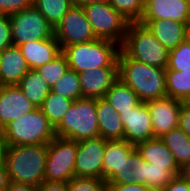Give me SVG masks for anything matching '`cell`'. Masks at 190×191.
Here are the masks:
<instances>
[{"label":"cell","mask_w":190,"mask_h":191,"mask_svg":"<svg viewBox=\"0 0 190 191\" xmlns=\"http://www.w3.org/2000/svg\"><path fill=\"white\" fill-rule=\"evenodd\" d=\"M47 144L4 146L3 160L10 182L37 188L44 181Z\"/></svg>","instance_id":"obj_1"},{"label":"cell","mask_w":190,"mask_h":191,"mask_svg":"<svg viewBox=\"0 0 190 191\" xmlns=\"http://www.w3.org/2000/svg\"><path fill=\"white\" fill-rule=\"evenodd\" d=\"M117 62L119 79L128 85L142 102L167 96L166 69L131 59L121 49Z\"/></svg>","instance_id":"obj_2"},{"label":"cell","mask_w":190,"mask_h":191,"mask_svg":"<svg viewBox=\"0 0 190 191\" xmlns=\"http://www.w3.org/2000/svg\"><path fill=\"white\" fill-rule=\"evenodd\" d=\"M119 51L120 45L117 43L96 39L66 46L62 53L67 58L69 69L79 74L97 68H118Z\"/></svg>","instance_id":"obj_3"},{"label":"cell","mask_w":190,"mask_h":191,"mask_svg":"<svg viewBox=\"0 0 190 191\" xmlns=\"http://www.w3.org/2000/svg\"><path fill=\"white\" fill-rule=\"evenodd\" d=\"M0 132L4 146L48 144L56 137L54 126L40 108L18 117Z\"/></svg>","instance_id":"obj_4"},{"label":"cell","mask_w":190,"mask_h":191,"mask_svg":"<svg viewBox=\"0 0 190 191\" xmlns=\"http://www.w3.org/2000/svg\"><path fill=\"white\" fill-rule=\"evenodd\" d=\"M120 49L129 58L146 63L149 66L163 69H166L168 66L169 50L139 22L129 23Z\"/></svg>","instance_id":"obj_5"},{"label":"cell","mask_w":190,"mask_h":191,"mask_svg":"<svg viewBox=\"0 0 190 191\" xmlns=\"http://www.w3.org/2000/svg\"><path fill=\"white\" fill-rule=\"evenodd\" d=\"M96 114V98L75 100L55 128L56 137L73 141L100 137Z\"/></svg>","instance_id":"obj_6"},{"label":"cell","mask_w":190,"mask_h":191,"mask_svg":"<svg viewBox=\"0 0 190 191\" xmlns=\"http://www.w3.org/2000/svg\"><path fill=\"white\" fill-rule=\"evenodd\" d=\"M83 9L97 39L123 44L130 22L108 2L83 5Z\"/></svg>","instance_id":"obj_7"},{"label":"cell","mask_w":190,"mask_h":191,"mask_svg":"<svg viewBox=\"0 0 190 191\" xmlns=\"http://www.w3.org/2000/svg\"><path fill=\"white\" fill-rule=\"evenodd\" d=\"M78 141L55 137L47 144L44 174L46 182L68 183L75 177V157Z\"/></svg>","instance_id":"obj_8"},{"label":"cell","mask_w":190,"mask_h":191,"mask_svg":"<svg viewBox=\"0 0 190 191\" xmlns=\"http://www.w3.org/2000/svg\"><path fill=\"white\" fill-rule=\"evenodd\" d=\"M9 18L13 46L54 37V28L34 5L9 15Z\"/></svg>","instance_id":"obj_9"},{"label":"cell","mask_w":190,"mask_h":191,"mask_svg":"<svg viewBox=\"0 0 190 191\" xmlns=\"http://www.w3.org/2000/svg\"><path fill=\"white\" fill-rule=\"evenodd\" d=\"M56 38L61 51L69 45L85 43L96 40L91 24L89 23L83 6L73 5L66 15L54 28Z\"/></svg>","instance_id":"obj_10"},{"label":"cell","mask_w":190,"mask_h":191,"mask_svg":"<svg viewBox=\"0 0 190 191\" xmlns=\"http://www.w3.org/2000/svg\"><path fill=\"white\" fill-rule=\"evenodd\" d=\"M106 140L102 137L78 141L75 157V177L102 179Z\"/></svg>","instance_id":"obj_11"},{"label":"cell","mask_w":190,"mask_h":191,"mask_svg":"<svg viewBox=\"0 0 190 191\" xmlns=\"http://www.w3.org/2000/svg\"><path fill=\"white\" fill-rule=\"evenodd\" d=\"M124 126L123 139L132 145L154 138L148 105L141 102L131 110L119 114Z\"/></svg>","instance_id":"obj_12"},{"label":"cell","mask_w":190,"mask_h":191,"mask_svg":"<svg viewBox=\"0 0 190 191\" xmlns=\"http://www.w3.org/2000/svg\"><path fill=\"white\" fill-rule=\"evenodd\" d=\"M182 103L183 101L168 96L146 102L151 116L154 138H160L178 127Z\"/></svg>","instance_id":"obj_13"},{"label":"cell","mask_w":190,"mask_h":191,"mask_svg":"<svg viewBox=\"0 0 190 191\" xmlns=\"http://www.w3.org/2000/svg\"><path fill=\"white\" fill-rule=\"evenodd\" d=\"M34 109L36 107L17 85L0 86V131L10 122Z\"/></svg>","instance_id":"obj_14"},{"label":"cell","mask_w":190,"mask_h":191,"mask_svg":"<svg viewBox=\"0 0 190 191\" xmlns=\"http://www.w3.org/2000/svg\"><path fill=\"white\" fill-rule=\"evenodd\" d=\"M190 23V0H145L141 20Z\"/></svg>","instance_id":"obj_15"},{"label":"cell","mask_w":190,"mask_h":191,"mask_svg":"<svg viewBox=\"0 0 190 191\" xmlns=\"http://www.w3.org/2000/svg\"><path fill=\"white\" fill-rule=\"evenodd\" d=\"M154 37L169 51L190 37V23L173 20H140Z\"/></svg>","instance_id":"obj_16"},{"label":"cell","mask_w":190,"mask_h":191,"mask_svg":"<svg viewBox=\"0 0 190 191\" xmlns=\"http://www.w3.org/2000/svg\"><path fill=\"white\" fill-rule=\"evenodd\" d=\"M118 79V68H97L79 73L82 98H104Z\"/></svg>","instance_id":"obj_17"},{"label":"cell","mask_w":190,"mask_h":191,"mask_svg":"<svg viewBox=\"0 0 190 191\" xmlns=\"http://www.w3.org/2000/svg\"><path fill=\"white\" fill-rule=\"evenodd\" d=\"M30 69L38 67L55 59L62 51L55 37L45 40H33L18 46Z\"/></svg>","instance_id":"obj_18"},{"label":"cell","mask_w":190,"mask_h":191,"mask_svg":"<svg viewBox=\"0 0 190 191\" xmlns=\"http://www.w3.org/2000/svg\"><path fill=\"white\" fill-rule=\"evenodd\" d=\"M0 59V86L17 85L30 69L17 46L2 51Z\"/></svg>","instance_id":"obj_19"},{"label":"cell","mask_w":190,"mask_h":191,"mask_svg":"<svg viewBox=\"0 0 190 191\" xmlns=\"http://www.w3.org/2000/svg\"><path fill=\"white\" fill-rule=\"evenodd\" d=\"M96 115L100 137L105 140H122L124 126L119 113L104 99H96Z\"/></svg>","instance_id":"obj_20"},{"label":"cell","mask_w":190,"mask_h":191,"mask_svg":"<svg viewBox=\"0 0 190 191\" xmlns=\"http://www.w3.org/2000/svg\"><path fill=\"white\" fill-rule=\"evenodd\" d=\"M135 149L146 162L158 166H168L176 175H181V168L160 138H152L138 143L135 145Z\"/></svg>","instance_id":"obj_21"},{"label":"cell","mask_w":190,"mask_h":191,"mask_svg":"<svg viewBox=\"0 0 190 191\" xmlns=\"http://www.w3.org/2000/svg\"><path fill=\"white\" fill-rule=\"evenodd\" d=\"M143 171L144 159L135 149L127 158L123 159L119 169H116L106 182L144 185Z\"/></svg>","instance_id":"obj_22"},{"label":"cell","mask_w":190,"mask_h":191,"mask_svg":"<svg viewBox=\"0 0 190 191\" xmlns=\"http://www.w3.org/2000/svg\"><path fill=\"white\" fill-rule=\"evenodd\" d=\"M135 146L122 140H106L104 160L102 166V179L107 180L116 169H119L124 158H127Z\"/></svg>","instance_id":"obj_23"},{"label":"cell","mask_w":190,"mask_h":191,"mask_svg":"<svg viewBox=\"0 0 190 191\" xmlns=\"http://www.w3.org/2000/svg\"><path fill=\"white\" fill-rule=\"evenodd\" d=\"M17 86L36 108L42 105L44 99L51 91L48 83L32 69L27 71Z\"/></svg>","instance_id":"obj_24"},{"label":"cell","mask_w":190,"mask_h":191,"mask_svg":"<svg viewBox=\"0 0 190 191\" xmlns=\"http://www.w3.org/2000/svg\"><path fill=\"white\" fill-rule=\"evenodd\" d=\"M104 99L119 114L131 110L142 102L138 95L120 79H118L106 92Z\"/></svg>","instance_id":"obj_25"},{"label":"cell","mask_w":190,"mask_h":191,"mask_svg":"<svg viewBox=\"0 0 190 191\" xmlns=\"http://www.w3.org/2000/svg\"><path fill=\"white\" fill-rule=\"evenodd\" d=\"M160 139L171 151L180 168L190 162V136L179 127L173 128Z\"/></svg>","instance_id":"obj_26"},{"label":"cell","mask_w":190,"mask_h":191,"mask_svg":"<svg viewBox=\"0 0 190 191\" xmlns=\"http://www.w3.org/2000/svg\"><path fill=\"white\" fill-rule=\"evenodd\" d=\"M73 100L50 91L39 107L49 122L56 128L73 104Z\"/></svg>","instance_id":"obj_27"},{"label":"cell","mask_w":190,"mask_h":191,"mask_svg":"<svg viewBox=\"0 0 190 191\" xmlns=\"http://www.w3.org/2000/svg\"><path fill=\"white\" fill-rule=\"evenodd\" d=\"M167 96L186 101L190 96V69L166 71Z\"/></svg>","instance_id":"obj_28"},{"label":"cell","mask_w":190,"mask_h":191,"mask_svg":"<svg viewBox=\"0 0 190 191\" xmlns=\"http://www.w3.org/2000/svg\"><path fill=\"white\" fill-rule=\"evenodd\" d=\"M33 5L55 28L73 6L69 0H33Z\"/></svg>","instance_id":"obj_29"},{"label":"cell","mask_w":190,"mask_h":191,"mask_svg":"<svg viewBox=\"0 0 190 191\" xmlns=\"http://www.w3.org/2000/svg\"><path fill=\"white\" fill-rule=\"evenodd\" d=\"M175 176L177 175L168 166L153 165V163L144 160V185L160 190L169 184Z\"/></svg>","instance_id":"obj_30"},{"label":"cell","mask_w":190,"mask_h":191,"mask_svg":"<svg viewBox=\"0 0 190 191\" xmlns=\"http://www.w3.org/2000/svg\"><path fill=\"white\" fill-rule=\"evenodd\" d=\"M51 91L73 101L82 98L79 74L69 69L51 88Z\"/></svg>","instance_id":"obj_31"},{"label":"cell","mask_w":190,"mask_h":191,"mask_svg":"<svg viewBox=\"0 0 190 191\" xmlns=\"http://www.w3.org/2000/svg\"><path fill=\"white\" fill-rule=\"evenodd\" d=\"M69 70L66 56L61 52L55 59L38 67L35 71L48 83L50 88Z\"/></svg>","instance_id":"obj_32"},{"label":"cell","mask_w":190,"mask_h":191,"mask_svg":"<svg viewBox=\"0 0 190 191\" xmlns=\"http://www.w3.org/2000/svg\"><path fill=\"white\" fill-rule=\"evenodd\" d=\"M108 3L128 22H140L144 11V0H109Z\"/></svg>","instance_id":"obj_33"},{"label":"cell","mask_w":190,"mask_h":191,"mask_svg":"<svg viewBox=\"0 0 190 191\" xmlns=\"http://www.w3.org/2000/svg\"><path fill=\"white\" fill-rule=\"evenodd\" d=\"M190 69V37L169 51V62L166 71Z\"/></svg>","instance_id":"obj_34"},{"label":"cell","mask_w":190,"mask_h":191,"mask_svg":"<svg viewBox=\"0 0 190 191\" xmlns=\"http://www.w3.org/2000/svg\"><path fill=\"white\" fill-rule=\"evenodd\" d=\"M67 191H106V181L98 178L74 177L67 183Z\"/></svg>","instance_id":"obj_35"},{"label":"cell","mask_w":190,"mask_h":191,"mask_svg":"<svg viewBox=\"0 0 190 191\" xmlns=\"http://www.w3.org/2000/svg\"><path fill=\"white\" fill-rule=\"evenodd\" d=\"M33 5V0H0V15H11Z\"/></svg>","instance_id":"obj_36"},{"label":"cell","mask_w":190,"mask_h":191,"mask_svg":"<svg viewBox=\"0 0 190 191\" xmlns=\"http://www.w3.org/2000/svg\"><path fill=\"white\" fill-rule=\"evenodd\" d=\"M13 45L9 15H0V52Z\"/></svg>","instance_id":"obj_37"},{"label":"cell","mask_w":190,"mask_h":191,"mask_svg":"<svg viewBox=\"0 0 190 191\" xmlns=\"http://www.w3.org/2000/svg\"><path fill=\"white\" fill-rule=\"evenodd\" d=\"M106 191H159L158 189L141 184H118L106 182Z\"/></svg>","instance_id":"obj_38"},{"label":"cell","mask_w":190,"mask_h":191,"mask_svg":"<svg viewBox=\"0 0 190 191\" xmlns=\"http://www.w3.org/2000/svg\"><path fill=\"white\" fill-rule=\"evenodd\" d=\"M159 191H190V182L182 175L175 176L169 184Z\"/></svg>","instance_id":"obj_39"},{"label":"cell","mask_w":190,"mask_h":191,"mask_svg":"<svg viewBox=\"0 0 190 191\" xmlns=\"http://www.w3.org/2000/svg\"><path fill=\"white\" fill-rule=\"evenodd\" d=\"M178 127L190 136V106L185 101L180 108Z\"/></svg>","instance_id":"obj_40"},{"label":"cell","mask_w":190,"mask_h":191,"mask_svg":"<svg viewBox=\"0 0 190 191\" xmlns=\"http://www.w3.org/2000/svg\"><path fill=\"white\" fill-rule=\"evenodd\" d=\"M37 191H67V183L43 181L37 187Z\"/></svg>","instance_id":"obj_41"},{"label":"cell","mask_w":190,"mask_h":191,"mask_svg":"<svg viewBox=\"0 0 190 191\" xmlns=\"http://www.w3.org/2000/svg\"><path fill=\"white\" fill-rule=\"evenodd\" d=\"M10 183L4 163H0V190L5 191Z\"/></svg>","instance_id":"obj_42"},{"label":"cell","mask_w":190,"mask_h":191,"mask_svg":"<svg viewBox=\"0 0 190 191\" xmlns=\"http://www.w3.org/2000/svg\"><path fill=\"white\" fill-rule=\"evenodd\" d=\"M5 191H37V188L22 183L10 182Z\"/></svg>","instance_id":"obj_43"},{"label":"cell","mask_w":190,"mask_h":191,"mask_svg":"<svg viewBox=\"0 0 190 191\" xmlns=\"http://www.w3.org/2000/svg\"><path fill=\"white\" fill-rule=\"evenodd\" d=\"M181 175L190 182V162L181 168Z\"/></svg>","instance_id":"obj_44"},{"label":"cell","mask_w":190,"mask_h":191,"mask_svg":"<svg viewBox=\"0 0 190 191\" xmlns=\"http://www.w3.org/2000/svg\"><path fill=\"white\" fill-rule=\"evenodd\" d=\"M3 149H4V143L0 132V163H2L3 160Z\"/></svg>","instance_id":"obj_45"},{"label":"cell","mask_w":190,"mask_h":191,"mask_svg":"<svg viewBox=\"0 0 190 191\" xmlns=\"http://www.w3.org/2000/svg\"><path fill=\"white\" fill-rule=\"evenodd\" d=\"M72 5L83 6L85 5V0H69Z\"/></svg>","instance_id":"obj_46"},{"label":"cell","mask_w":190,"mask_h":191,"mask_svg":"<svg viewBox=\"0 0 190 191\" xmlns=\"http://www.w3.org/2000/svg\"><path fill=\"white\" fill-rule=\"evenodd\" d=\"M109 0H85V5L92 4V3H104L108 2Z\"/></svg>","instance_id":"obj_47"},{"label":"cell","mask_w":190,"mask_h":191,"mask_svg":"<svg viewBox=\"0 0 190 191\" xmlns=\"http://www.w3.org/2000/svg\"><path fill=\"white\" fill-rule=\"evenodd\" d=\"M185 102L190 106V96L188 97V99Z\"/></svg>","instance_id":"obj_48"}]
</instances>
